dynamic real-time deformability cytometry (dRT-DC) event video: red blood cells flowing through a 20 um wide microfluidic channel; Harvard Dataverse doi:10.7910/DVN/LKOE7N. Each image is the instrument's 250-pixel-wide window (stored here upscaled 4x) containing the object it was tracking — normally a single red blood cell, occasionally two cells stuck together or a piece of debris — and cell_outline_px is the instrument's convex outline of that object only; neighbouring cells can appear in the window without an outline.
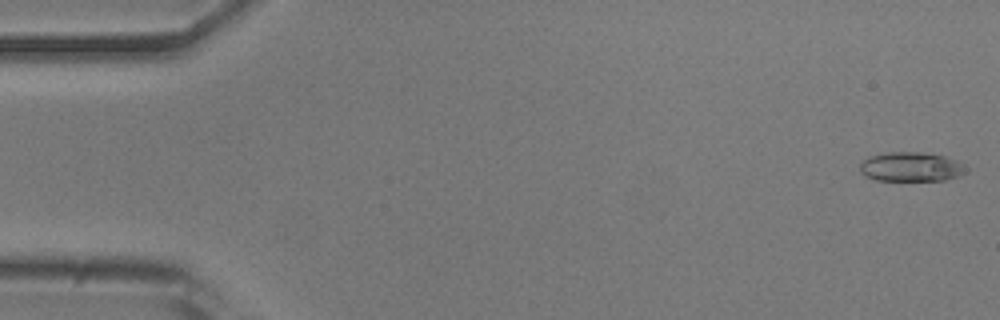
{"species": "common noctule bat (a hibernating species)", "species_latin": "Nyctalus noctula", "temperature_condition": "room temperature", "stored_images_in_passage": 52, "camera_frame_rate_fps": 3000, "um_per_image_px": 0.085, "animal": {"sex": "male", "body_mass_g": 20.5, "forearm_length_mm": 52.5}, "frame": {"image": 1, "passage_image": 1, "time_ms": 0.0, "image_size_px": [1000, 320], "cell_outline_px": [[968, 168], [964, 172], [956, 176], [944, 180], [876, 180], [864, 176], [860, 172], [860, 164], [864, 160], [872, 156], [888, 152], [920, 152], [944, 156], [956, 160]], "centroid_in_image_um": [77.41, 14.18], "position_along_channel_um": 7.6, "area_um2": 17.92}}
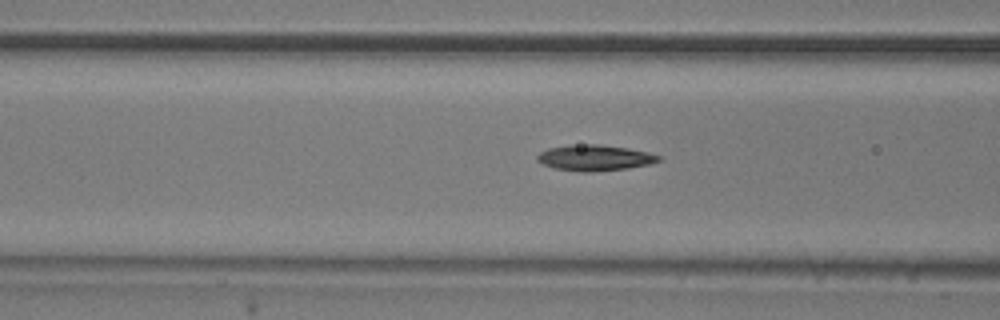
{"frame": {"image": 2, "passage_image": 20, "time_ms": 6.333, "image_size_px": [1000, 320], "cell_outline_px": [[664, 160], [648, 164], [628, 168], [592, 172], [580, 172], [556, 168], [544, 164], [536, 160], [536, 156], [540, 152], [548, 148], [572, 144], [600, 144], [628, 148], [648, 152], [664, 156]], "centroid_in_image_um": [50.6, 13.4], "position_along_channel_um": 116.0, "area_um2": 18.5}}
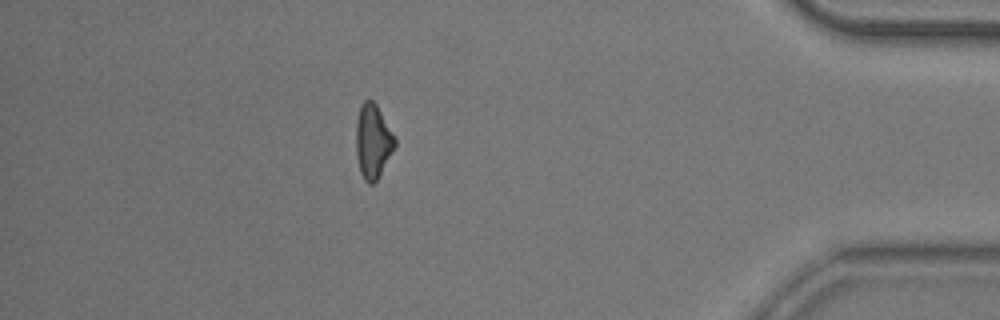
{"frame": {"image": 3, "passage_image": 46, "time_ms": 15.0, "image_size_px": [1000, 320], "cell_outline_px": [[396, 144], [376, 180], [372, 184], [368, 184], [364, 180], [360, 172], [356, 156], [356, 120], [360, 104], [364, 100], [372, 100], [376, 104], [396, 140]], "centroid_in_image_um": [31.66, 11.99], "position_along_channel_um": 403.5, "area_um2": 16.53}, "authors_computed_cell_mechanics": {"area_um2": 17.5134, "velocity_mm_per_s": 3.8345, "shape_relaxation_time_tau1_ms": 4.7702, "shape_relaxation_time_tau2_ms": 2.8546, "deformation_change_tau1": 0.1583, "deformation_change_tau2": 0.1035}}